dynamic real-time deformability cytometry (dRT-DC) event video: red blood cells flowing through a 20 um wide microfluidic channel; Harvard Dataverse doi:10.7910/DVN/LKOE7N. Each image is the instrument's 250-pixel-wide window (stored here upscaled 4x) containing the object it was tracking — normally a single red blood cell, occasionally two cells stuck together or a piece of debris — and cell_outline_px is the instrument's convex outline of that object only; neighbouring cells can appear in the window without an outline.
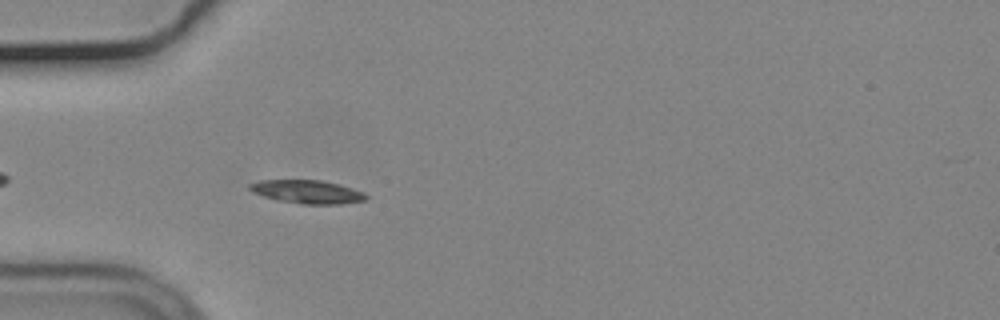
{"species": "common noctule bat (a hibernating species)", "species_latin": "Nyctalus noctula", "temperature_condition": "cold", "stored_images_in_passage": 45, "camera_frame_rate_fps": 3000, "um_per_image_px": 0.085, "animal": {"sex": "male", "body_mass_g": 19.2, "forearm_length_mm": 51.8}, "frame": {"image": 1, "passage_image": 6, "time_ms": 1.667, "image_size_px": [1000, 320], "cell_outline_px": [[368, 200], [340, 204], [300, 204], [276, 200], [252, 192], [248, 188], [248, 184], [260, 180], [320, 180], [352, 188], [364, 192], [368, 196]], "centroid_in_image_um": [26.11, 16.31], "position_along_channel_um": 58.9, "area_um2": 15.9}}
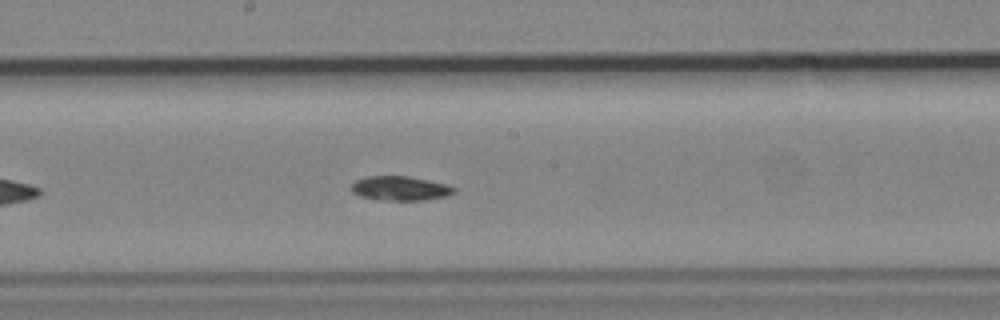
{"frame": {"image": 2, "passage_image": 19, "time_ms": 6.0, "image_size_px": [1000, 320], "cell_outline_px": [[456, 192], [448, 196], [424, 200], [376, 200], [360, 196], [352, 192], [348, 188], [356, 180], [368, 176], [408, 176], [448, 184], [456, 188]], "centroid_in_image_um": [34.01, 16.01], "position_along_channel_um": 214.2, "area_um2": 14.8}}
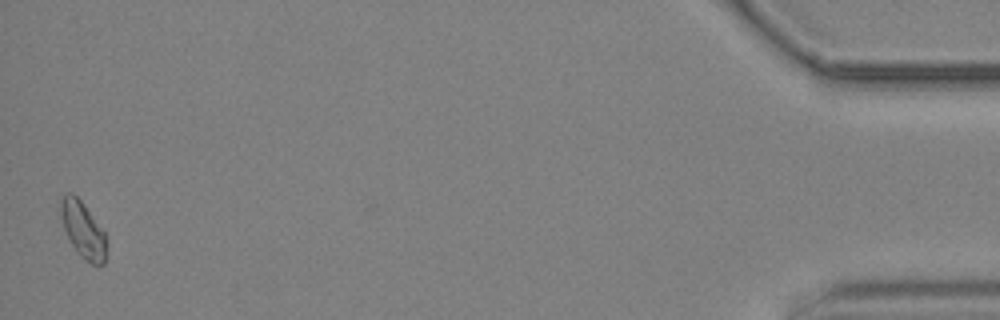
{"frame": {"image": 3, "passage_image": 44, "time_ms": 14.333, "image_size_px": [1000, 320], "cell_outline_px": [[108, 244], [104, 264], [92, 264], [84, 260], [76, 252], [64, 228], [60, 216], [60, 200], [68, 192], [72, 192], [84, 204], [104, 232]], "centroid_in_image_um": [7.06, 19.55], "position_along_channel_um": 428.1, "area_um2": 14.97}}